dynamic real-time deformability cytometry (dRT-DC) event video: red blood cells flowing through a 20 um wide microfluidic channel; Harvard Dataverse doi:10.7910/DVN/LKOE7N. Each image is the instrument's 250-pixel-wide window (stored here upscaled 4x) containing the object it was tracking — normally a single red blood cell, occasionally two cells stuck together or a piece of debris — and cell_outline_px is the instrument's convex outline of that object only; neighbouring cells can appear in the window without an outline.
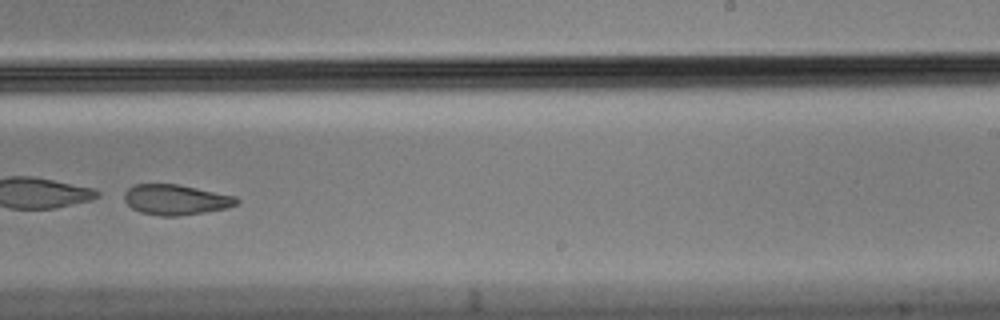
{"species": "Egyptian fruit bat (a non-hibernating species)", "species_latin": "Rousettus aegyptiacus", "temperature_condition": "cold", "stored_images_in_passage": 32, "camera_frame_rate_fps": 3000, "um_per_image_px": 0.085, "animal": {"sex": "male"}, "frame": {"image": 1, "passage_image": 19, "time_ms": 6.0, "image_size_px": [1000, 320], "cell_outline_px": [[240, 200], [236, 204], [228, 208], [180, 216], [160, 216], [140, 212], [132, 208], [124, 200], [124, 192], [132, 184], [176, 184], [236, 196]], "centroid_in_image_um": [14.92, 16.97], "position_along_channel_um": 274.1, "area_um2": 19.88}}